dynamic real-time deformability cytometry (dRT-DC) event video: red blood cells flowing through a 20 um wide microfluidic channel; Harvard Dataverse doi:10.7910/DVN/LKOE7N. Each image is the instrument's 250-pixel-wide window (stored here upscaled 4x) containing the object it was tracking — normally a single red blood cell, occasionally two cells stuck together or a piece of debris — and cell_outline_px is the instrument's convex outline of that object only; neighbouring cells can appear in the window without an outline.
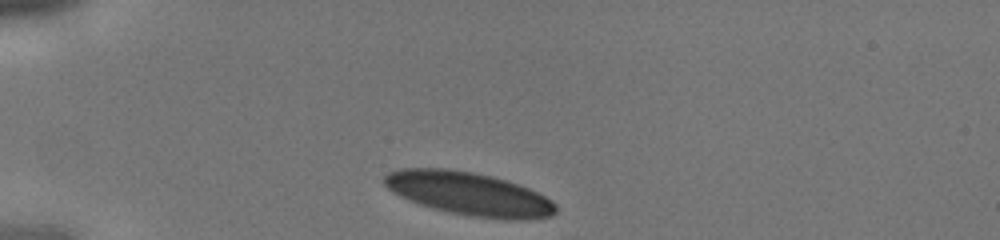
{"species": "human", "species_latin": "Homo sapiens", "temperature_condition": "cold", "stored_images_in_passage": 27, "camera_frame_rate_fps": 3000, "um_per_image_px": 0.085, "donor": {"sex": "male"}, "frame": {"image": 1, "passage_image": 1, "time_ms": 0.0, "image_size_px": [1000, 240], "cell_outline_px": [[556, 212], [552, 216], [520, 220], [504, 220], [468, 216], [448, 212], [432, 208], [420, 204], [400, 196], [392, 192], [384, 184], [384, 176], [388, 172], [400, 168], [448, 168], [472, 172], [492, 176], [528, 188], [552, 200], [556, 204]], "centroid_in_image_um": [39.85, 16.47], "position_along_channel_um": 45.2, "area_um2": 43.29}}
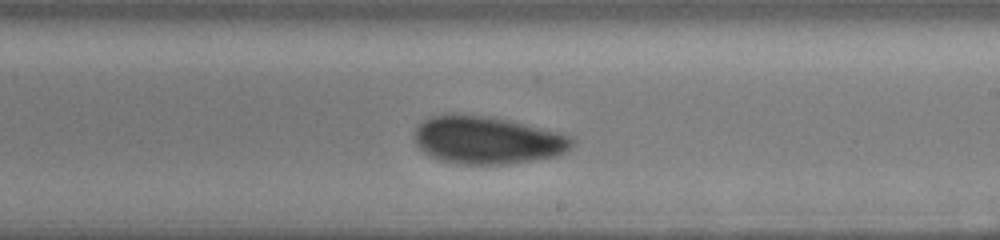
{"frame": {"image": 2, "passage_image": 16, "time_ms": 5.0, "image_size_px": [1000, 240], "cell_outline_px": [[576, 144], [564, 152], [556, 156], [508, 164], [460, 164], [440, 160], [428, 156], [416, 144], [416, 124], [428, 116], [444, 112], [488, 116], [508, 120], [572, 136], [576, 140]], "centroid_in_image_um": [41.37, 11.89], "position_along_channel_um": 247.6, "area_um2": 44.16}}
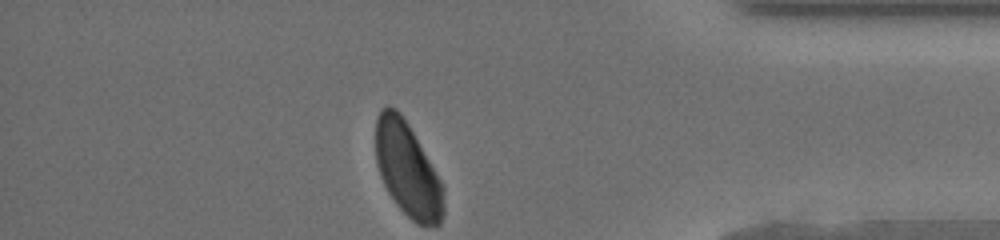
{"frame": {"image": 3, "passage_image": 27, "time_ms": 8.667, "image_size_px": [1000, 240], "cell_outline_px": [[444, 212], [440, 224], [416, 224], [396, 204], [388, 192], [380, 176], [376, 164], [376, 116], [380, 108], [388, 104], [396, 108], [400, 112], [408, 124], [440, 180], [444, 188]], "centroid_in_image_um": [34.62, 14.38], "position_along_channel_um": 400.6, "area_um2": 37.11}}